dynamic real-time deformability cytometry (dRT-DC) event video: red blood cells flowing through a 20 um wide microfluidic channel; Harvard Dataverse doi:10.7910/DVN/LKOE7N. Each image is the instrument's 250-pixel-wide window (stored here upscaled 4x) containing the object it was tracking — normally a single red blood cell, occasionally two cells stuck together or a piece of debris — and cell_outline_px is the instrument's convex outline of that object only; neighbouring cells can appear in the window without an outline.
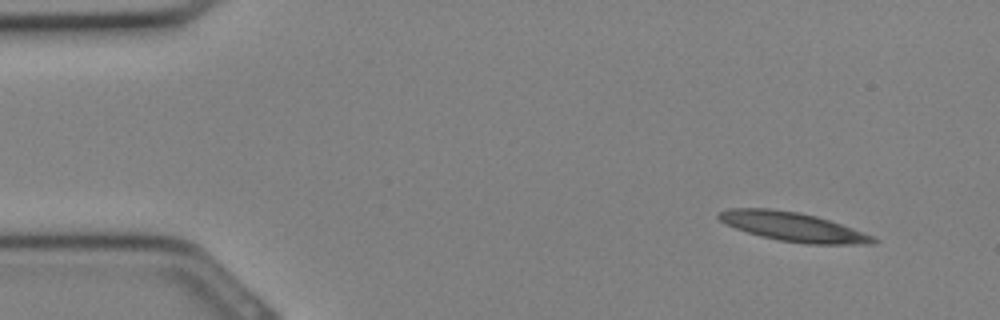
{"species": "Egyptian fruit bat (a non-hibernating species)", "species_latin": "Rousettus aegyptiacus", "temperature_condition": "cold", "stored_images_in_passage": 31, "segment_of_instrument_passage": [1, 2], "camera_frame_rate_fps": 3000, "um_per_image_px": 0.085, "animal": {"sex": "female"}, "frame": {"image": 1, "passage_image": 1, "time_ms": 0.0, "image_size_px": [1000, 320], "cell_outline_px": [[880, 240], [872, 244], [804, 244], [780, 240], [760, 236], [736, 228], [720, 220], [716, 216], [720, 212], [728, 208], [768, 208], [800, 212], [816, 216], [852, 228], [872, 236]], "centroid_in_image_um": [67.4, 19.27], "position_along_channel_um": 17.6, "area_um2": 25.89}}
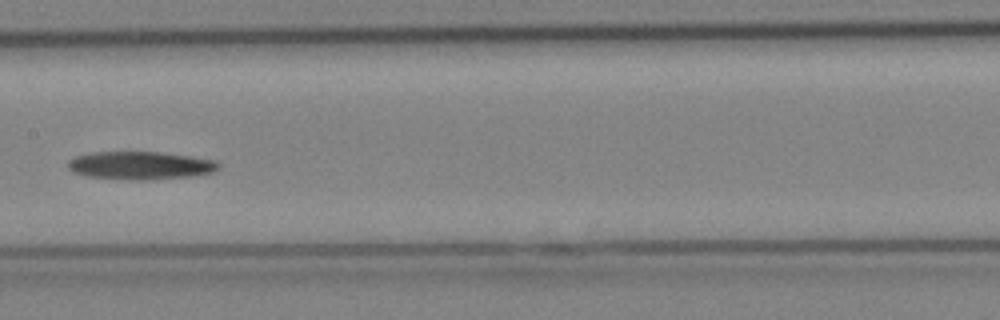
{"frame": {"image": 2, "passage_image": 14, "time_ms": 4.333, "image_size_px": [1000, 320], "cell_outline_px": [[220, 168], [212, 172], [192, 176], [144, 180], [128, 180], [88, 176], [72, 172], [68, 168], [68, 160], [76, 156], [92, 152], [160, 152], [192, 156], [216, 160], [220, 164]], "centroid_in_image_um": [11.94, 14.06], "position_along_channel_um": 195.5, "area_um2": 24.68}}
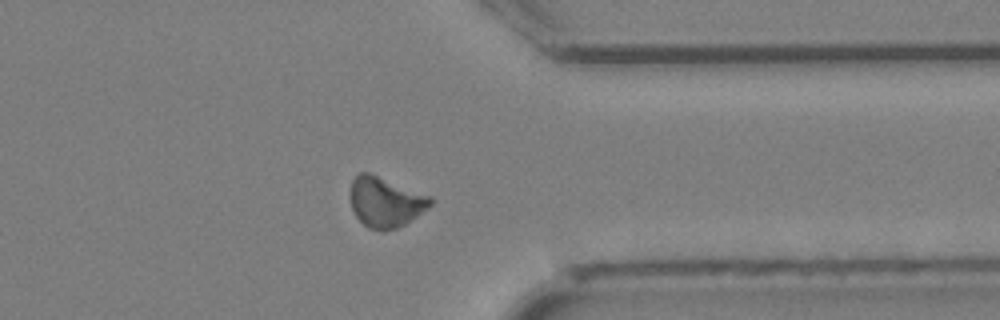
{"frame": {"image": 3, "passage_image": 23, "time_ms": 7.333, "image_size_px": [1000, 320], "cell_outline_px": [[432, 204], [428, 208], [404, 224], [396, 228], [384, 232], [380, 232], [368, 228], [352, 212], [348, 196], [348, 192], [352, 180], [360, 172], [368, 172], [432, 196]], "centroid_in_image_um": [32.71, 17.18], "position_along_channel_um": 378.7, "area_um2": 23.81}}